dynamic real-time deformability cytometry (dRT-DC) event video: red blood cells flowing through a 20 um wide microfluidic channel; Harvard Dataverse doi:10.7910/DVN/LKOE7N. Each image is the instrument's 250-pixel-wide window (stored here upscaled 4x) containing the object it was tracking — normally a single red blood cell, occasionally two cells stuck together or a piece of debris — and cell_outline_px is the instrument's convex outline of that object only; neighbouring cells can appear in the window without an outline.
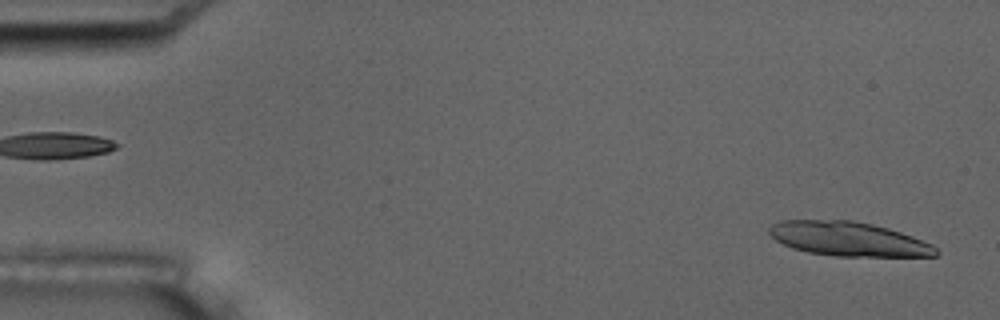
{"species": "common noctule bat (a hibernating species)", "species_latin": "Nyctalus noctula", "temperature_condition": "room temperature", "stored_images_in_passage": 4, "segment_of_instrument_passage": [2, 2], "camera_frame_rate_fps": 3000, "um_per_image_px": 0.085, "animal": {"sex": "male", "body_mass_g": 17.5, "forearm_length_mm": 52.3}, "frame": {"image": 1, "passage_image": 4, "time_ms": 4.333, "image_size_px": [1000, 320], "cell_outline_px": [[940, 252], [936, 256], [832, 256], [808, 252], [792, 248], [776, 240], [768, 232], [768, 228], [772, 224], [780, 220], [852, 220], [872, 224], [888, 228], [912, 236], [932, 244]], "centroid_in_image_um": [72.11, 20.31], "position_along_channel_um": 12.9, "area_um2": 33.23}}